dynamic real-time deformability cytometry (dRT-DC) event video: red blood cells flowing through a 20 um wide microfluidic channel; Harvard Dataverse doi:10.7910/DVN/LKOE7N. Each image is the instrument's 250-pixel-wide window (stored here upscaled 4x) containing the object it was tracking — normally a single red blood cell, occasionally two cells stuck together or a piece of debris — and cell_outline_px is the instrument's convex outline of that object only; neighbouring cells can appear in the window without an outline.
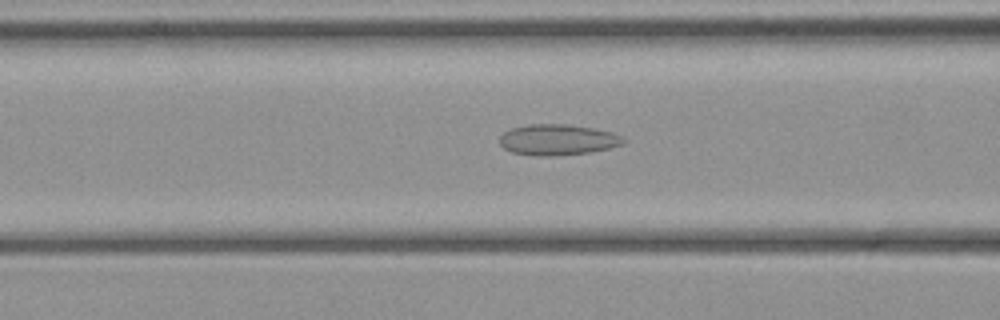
{"species": "common noctule bat (a hibernating species)", "species_latin": "Nyctalus noctula", "temperature_condition": "cold", "stored_images_in_passage": 44, "camera_frame_rate_fps": 3000, "um_per_image_px": 0.085, "animal": {"sex": "female", "body_mass_g": 21.9}, "frame": {"image": 1, "passage_image": 17, "time_ms": 5.333, "image_size_px": [1000, 320], "cell_outline_px": [[628, 140], [624, 144], [608, 148], [588, 152], [552, 156], [536, 156], [512, 152], [504, 148], [500, 144], [500, 136], [504, 132], [512, 128], [528, 124], [568, 124], [592, 128], [612, 132], [624, 136]], "centroid_in_image_um": [47.43, 11.87], "position_along_channel_um": 119.2, "area_um2": 22.31}}
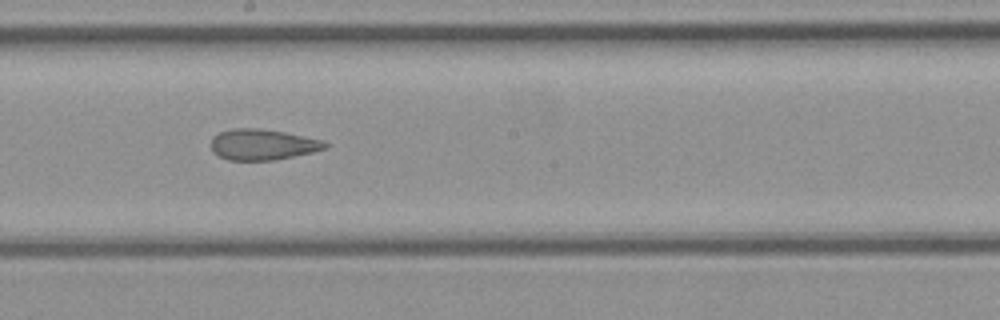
{"frame": {"image": 2, "passage_image": 24, "time_ms": 7.667, "image_size_px": [1000, 320], "cell_outline_px": [[328, 148], [312, 152], [272, 160], [228, 160], [212, 152], [208, 144], [212, 136], [220, 132], [232, 128], [260, 128], [284, 132], [324, 140], [328, 144]], "centroid_in_image_um": [22.27, 12.27], "position_along_channel_um": 225.9, "area_um2": 20.69}}
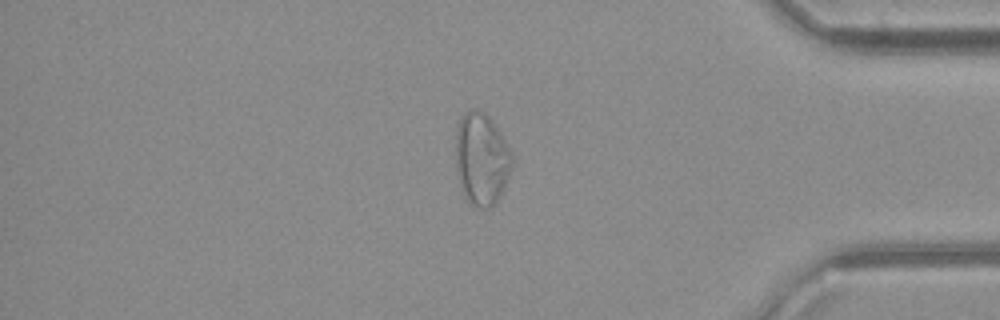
{"frame": {"image": 3, "passage_image": 37, "time_ms": 12.0, "image_size_px": [1000, 320], "cell_outline_px": [[516, 160], [496, 200], [488, 208], [476, 208], [468, 200], [460, 184], [456, 168], [456, 128], [460, 116], [464, 112], [472, 108], [476, 108], [484, 112], [492, 120], [500, 132], [512, 152]], "centroid_in_image_um": [40.93, 13.44], "position_along_channel_um": 394.3, "area_um2": 30.35}}